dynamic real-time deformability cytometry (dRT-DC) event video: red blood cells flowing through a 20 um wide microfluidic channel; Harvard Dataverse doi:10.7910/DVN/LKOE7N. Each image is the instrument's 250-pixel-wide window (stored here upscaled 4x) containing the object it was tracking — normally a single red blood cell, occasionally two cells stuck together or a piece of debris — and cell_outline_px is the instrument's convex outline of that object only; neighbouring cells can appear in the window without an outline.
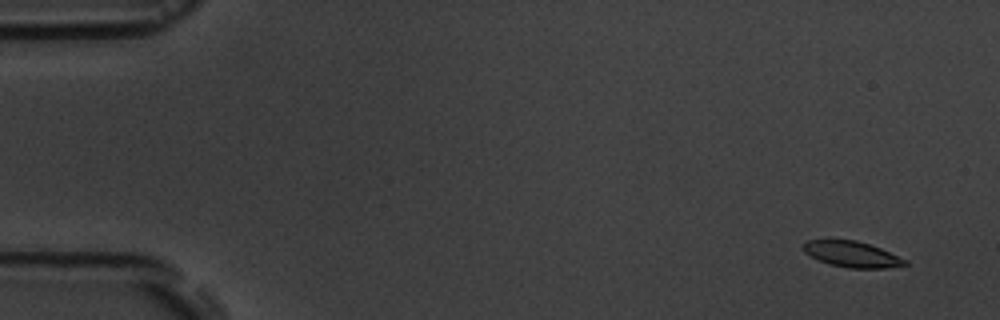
{"species": "common noctule bat (a hibernating species)", "species_latin": "Nyctalus noctula", "temperature_condition": "room temperature", "stored_images_in_passage": 5, "camera_frame_rate_fps": 3000, "um_per_image_px": 0.085, "animal": {"sex": "male", "body_mass_g": 19.5, "forearm_length_mm": 54.6}, "frame": {"image": 1, "passage_image": 1, "time_ms": 0.0, "image_size_px": [1000, 320], "cell_outline_px": [[908, 264], [888, 268], [848, 268], [828, 264], [804, 252], [804, 244], [808, 240], [824, 236], [856, 240], [880, 248], [908, 260]], "centroid_in_image_um": [72.37, 21.56], "position_along_channel_um": 12.6, "area_um2": 15.84}}
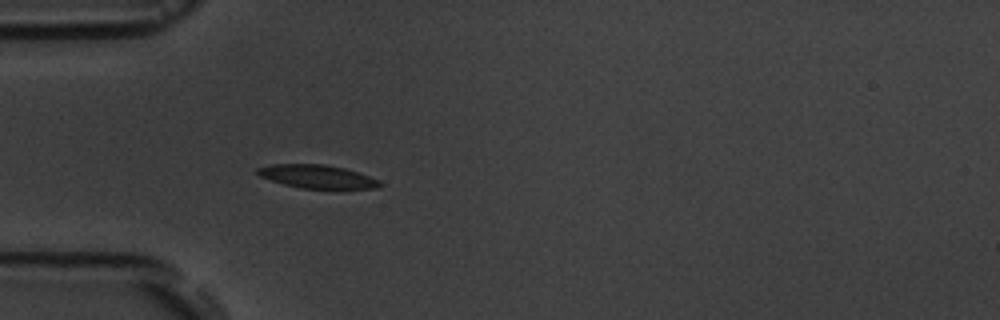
{"frame": {"image": 2, "passage_image": 5, "time_ms": 4.667, "image_size_px": [1000, 320], "cell_outline_px": [[384, 184], [380, 188], [300, 188], [284, 184], [260, 176], [256, 172], [256, 168], [272, 164], [324, 164], [344, 168], [380, 180]], "centroid_in_image_um": [26.97, 15.0], "position_along_channel_um": 58.0, "area_um2": 16.47}}